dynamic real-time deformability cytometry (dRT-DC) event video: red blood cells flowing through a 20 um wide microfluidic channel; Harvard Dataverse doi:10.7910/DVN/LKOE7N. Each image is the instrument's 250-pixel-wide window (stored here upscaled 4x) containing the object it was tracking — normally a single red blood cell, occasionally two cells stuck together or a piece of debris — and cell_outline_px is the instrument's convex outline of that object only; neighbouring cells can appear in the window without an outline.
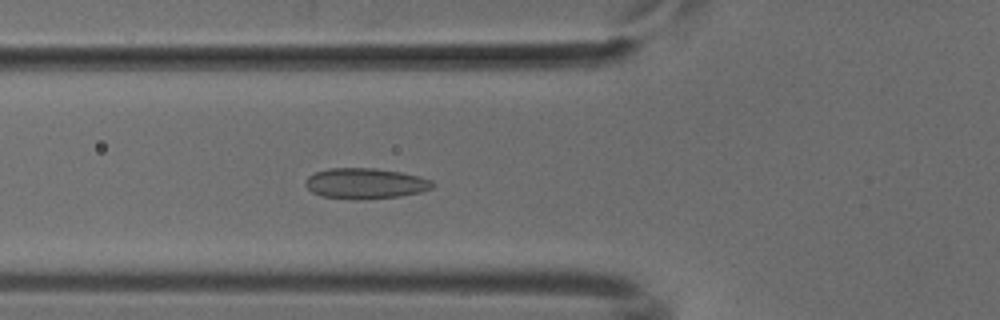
{"species": "common noctule bat (a hibernating species)", "species_latin": "Nyctalus noctula", "temperature_condition": "cold", "stored_images_in_passage": 47, "camera_frame_rate_fps": 3000, "um_per_image_px": 0.085, "animal": {"sex": "male", "body_mass_g": 18.8}, "frame": {"image": 1, "passage_image": 15, "time_ms": 4.667, "image_size_px": [1000, 320], "cell_outline_px": [[436, 184], [432, 188], [420, 192], [400, 196], [360, 200], [320, 196], [312, 192], [304, 184], [304, 180], [308, 176], [316, 172], [328, 168], [376, 168], [400, 172], [420, 176], [432, 180]], "centroid_in_image_um": [31.05, 15.59], "position_along_channel_um": 94.7, "area_um2": 22.89}}
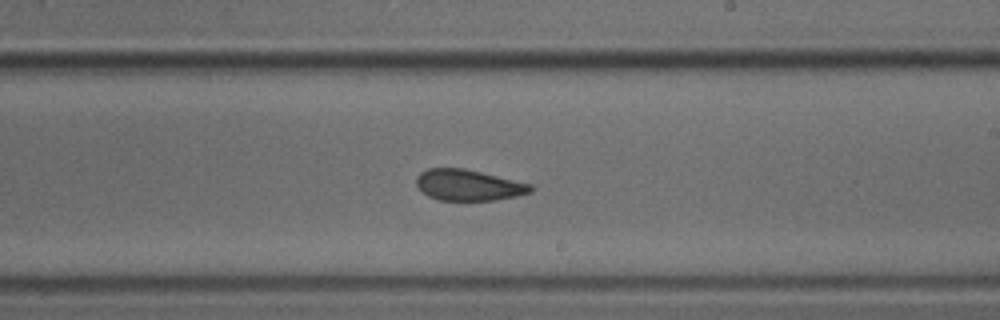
{"frame": {"image": 2, "passage_image": 27, "time_ms": 8.667, "image_size_px": [1000, 320], "cell_outline_px": [[532, 192], [516, 196], [496, 200], [440, 200], [428, 196], [416, 184], [416, 176], [420, 172], [428, 168], [464, 168], [532, 184]], "centroid_in_image_um": [39.81, 15.73], "position_along_channel_um": 249.2, "area_um2": 20.58}}
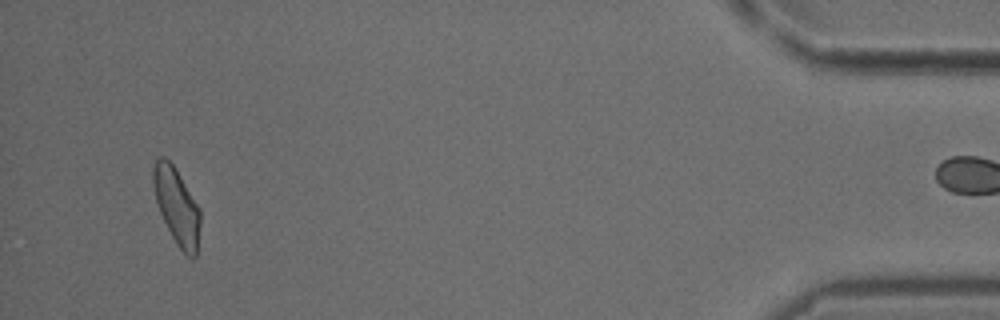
{"frame": {"image": 3, "passage_image": 46, "time_ms": 15.0, "image_size_px": [1000, 320], "cell_outline_px": [[200, 224], [196, 256], [192, 260], [176, 244], [160, 212], [156, 200], [152, 184], [152, 168], [156, 156], [164, 156], [172, 164], [200, 208]], "centroid_in_image_um": [15.01, 17.5], "position_along_channel_um": 420.2, "area_um2": 20.81}}